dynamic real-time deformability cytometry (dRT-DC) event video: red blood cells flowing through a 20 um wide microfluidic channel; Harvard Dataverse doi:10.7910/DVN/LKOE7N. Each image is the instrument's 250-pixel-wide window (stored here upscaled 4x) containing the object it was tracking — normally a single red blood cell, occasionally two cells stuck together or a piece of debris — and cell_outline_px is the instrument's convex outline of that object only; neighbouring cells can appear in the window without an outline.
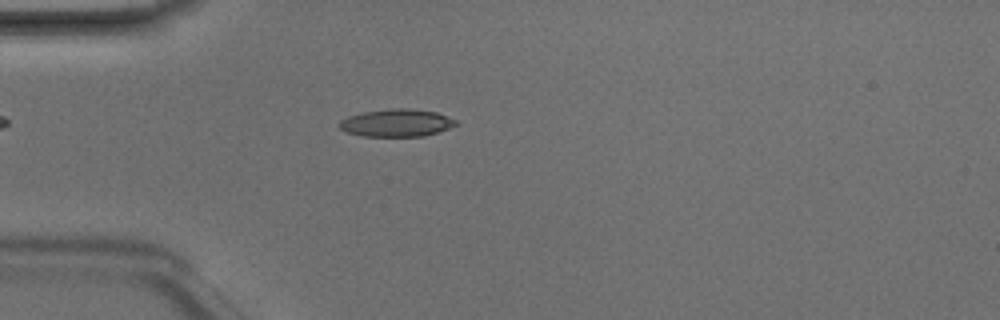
{"species": "Egyptian fruit bat (a non-hibernating species)", "species_latin": "Rousettus aegyptiacus", "temperature_condition": "room temperature", "stored_images_in_passage": 47, "camera_frame_rate_fps": 3000, "um_per_image_px": 0.085, "animal": {"sex": "male"}, "frame": {"image": 1, "passage_image": 13, "time_ms": 4.0, "image_size_px": [1000, 320], "cell_outline_px": [[460, 124], [424, 136], [360, 136], [348, 132], [340, 128], [336, 124], [340, 120], [348, 116], [364, 112], [392, 108], [408, 108], [436, 112], [456, 120]], "centroid_in_image_um": [33.69, 10.44], "position_along_channel_um": 51.3, "area_um2": 18.67}}
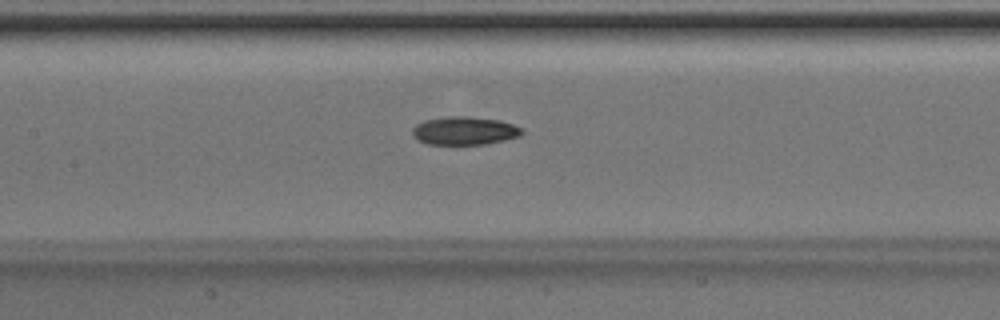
{"frame": {"image": 2, "passage_image": 22, "time_ms": 7.0, "image_size_px": [1000, 320], "cell_outline_px": [[524, 132], [520, 136], [504, 140], [484, 144], [428, 144], [416, 140], [412, 136], [412, 128], [416, 124], [424, 120], [448, 116], [464, 116], [500, 120], [524, 128]], "centroid_in_image_um": [39.47, 11.11], "position_along_channel_um": 167.9, "area_um2": 18.15}}
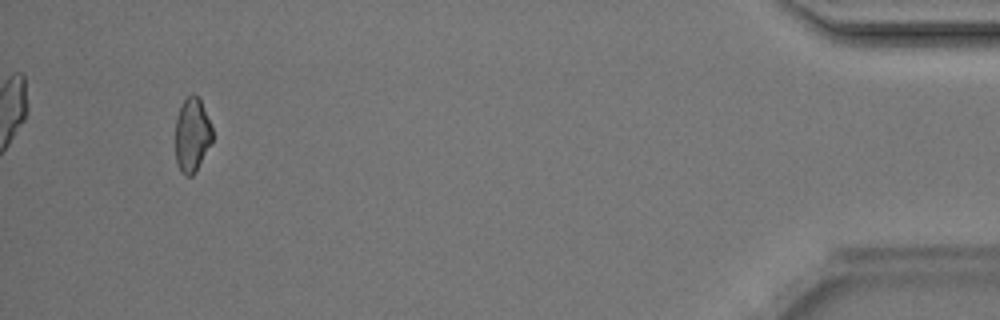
{"frame": {"image": 3, "passage_image": 45, "time_ms": 14.667, "image_size_px": [1000, 320], "cell_outline_px": [[212, 140], [192, 176], [184, 176], [180, 172], [176, 164], [176, 116], [180, 104], [192, 92], [200, 100], [212, 128]], "centroid_in_image_um": [16.29, 11.46], "position_along_channel_um": 418.9, "area_um2": 15.78}, "authors_computed_cell_mechanics": {"area_um2": 18.0336, "velocity_mm_per_s": 4.2325, "shape_relaxation_time_tau1_ms": 9.8377, "shape_relaxation_time_tau2_ms": 8.6795, "deformation_change_tau1": 0.1727, "deformation_change_tau2": 0.1633}}